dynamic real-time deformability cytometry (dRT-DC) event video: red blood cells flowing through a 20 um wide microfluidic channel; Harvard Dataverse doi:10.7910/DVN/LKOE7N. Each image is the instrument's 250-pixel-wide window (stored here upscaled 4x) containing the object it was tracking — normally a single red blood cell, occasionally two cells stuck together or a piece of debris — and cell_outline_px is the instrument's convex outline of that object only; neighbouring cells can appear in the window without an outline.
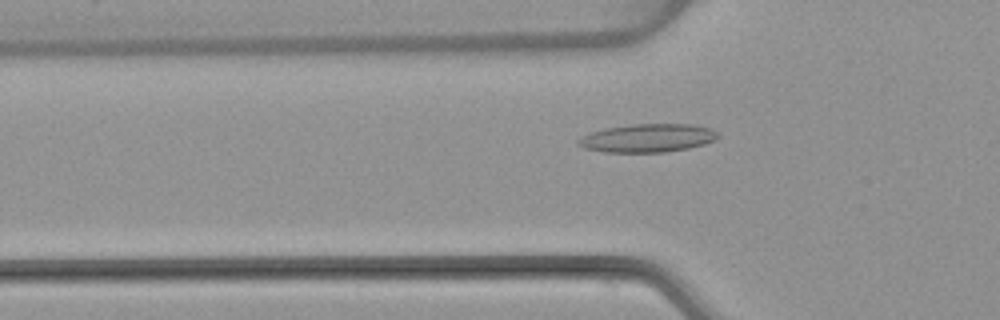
{"species": "common noctule bat (a hibernating species)", "species_latin": "Nyctalus noctula", "temperature_condition": "warm", "stored_images_in_passage": 51, "camera_frame_rate_fps": 3000, "um_per_image_px": 0.085, "animal": {"sex": "female", "body_mass_g": 22.7, "forearm_length_mm": 54.2}, "frame": {"image": 1, "passage_image": 15, "time_ms": 4.667, "image_size_px": [1000, 320], "cell_outline_px": [[720, 136], [716, 140], [704, 144], [688, 148], [664, 152], [604, 152], [584, 148], [576, 144], [576, 140], [588, 132], [608, 128], [632, 124], [692, 124], [712, 128], [720, 132]], "centroid_in_image_um": [55.07, 11.73], "position_along_channel_um": 70.7, "area_um2": 23.29}}
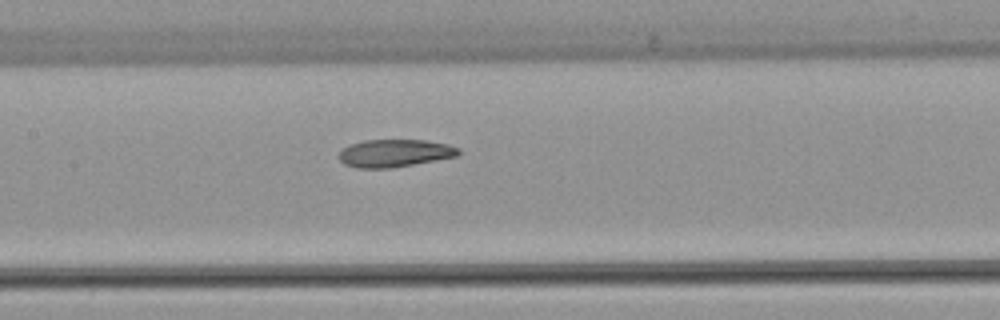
{"frame": {"image": 2, "passage_image": 23, "time_ms": 7.333, "image_size_px": [1000, 320], "cell_outline_px": [[460, 152], [456, 156], [392, 168], [356, 168], [344, 164], [340, 160], [340, 152], [348, 144], [364, 140], [424, 140], [448, 144], [460, 148]], "centroid_in_image_um": [33.53, 13.01], "position_along_channel_um": 173.9, "area_um2": 19.19}}
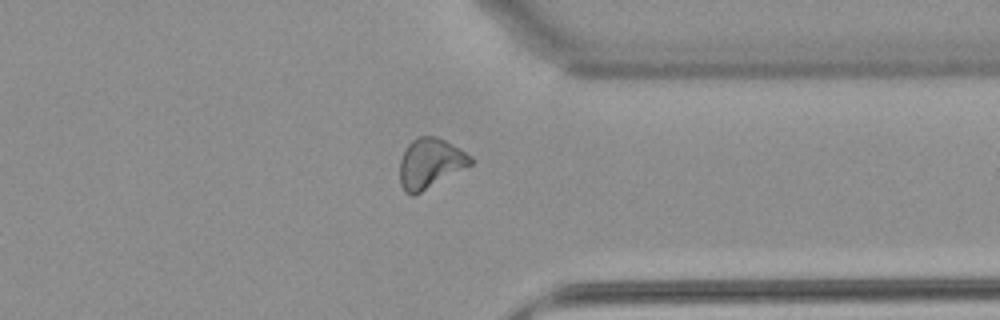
{"frame": {"image": 3, "passage_image": 39, "time_ms": 12.667, "image_size_px": [1000, 320], "cell_outline_px": [[472, 164], [416, 196], [408, 196], [404, 192], [400, 184], [400, 160], [408, 144], [412, 140], [420, 136], [436, 136], [452, 144], [472, 156]], "centroid_in_image_um": [36.55, 13.92], "position_along_channel_um": 374.9, "area_um2": 20.75}, "authors_computed_cell_mechanics": {"area_um2": 20.4612, "velocity_mm_per_s": 3.8361, "shape_relaxation_time_tau1_ms": 10.2726, "shape_relaxation_time_tau2_ms": 2.7189, "deformation_change_tau1": 0.237, "deformation_change_tau2": 0.1037}}